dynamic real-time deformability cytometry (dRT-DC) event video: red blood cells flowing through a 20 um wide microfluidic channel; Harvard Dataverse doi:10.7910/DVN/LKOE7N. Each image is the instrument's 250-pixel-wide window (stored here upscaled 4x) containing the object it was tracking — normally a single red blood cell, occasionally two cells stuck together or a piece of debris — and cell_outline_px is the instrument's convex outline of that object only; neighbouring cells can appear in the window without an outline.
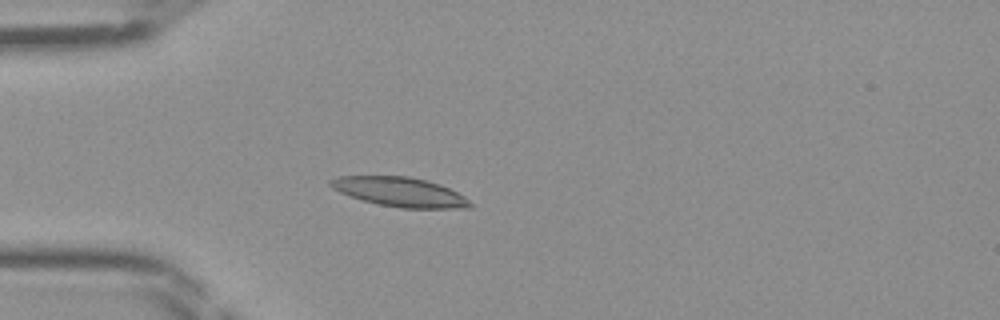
{"species": "Egyptian fruit bat (a non-hibernating species)", "species_latin": "Rousettus aegyptiacus", "temperature_condition": "room temperature", "stored_images_in_passage": 46, "camera_frame_rate_fps": 3000, "um_per_image_px": 0.085, "frame": {"image": 1, "passage_image": 13, "time_ms": 4.0, "image_size_px": [1000, 320], "cell_outline_px": [[472, 208], [400, 208], [380, 204], [364, 200], [340, 192], [332, 188], [328, 184], [328, 180], [340, 176], [408, 176], [440, 184], [464, 196], [472, 204]], "centroid_in_image_um": [33.99, 16.31], "position_along_channel_um": 51.0, "area_um2": 23.64}}
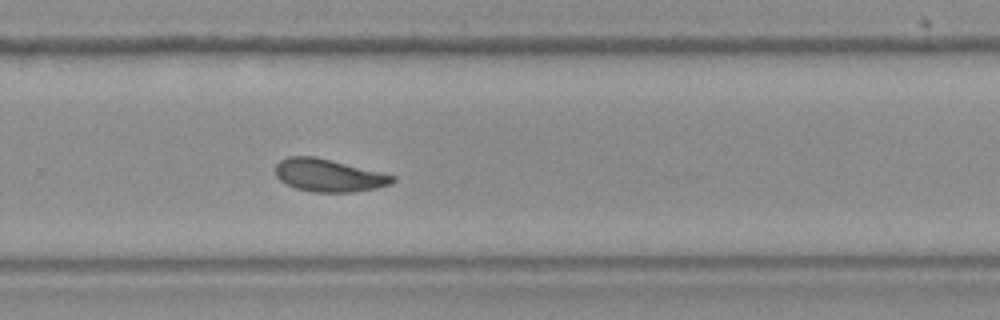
{"frame": {"image": 2, "passage_image": 31, "time_ms": 10.0, "image_size_px": [1000, 320], "cell_outline_px": [[396, 180], [392, 184], [376, 188], [352, 192], [312, 192], [296, 188], [280, 180], [276, 176], [276, 164], [280, 160], [288, 156], [316, 156], [396, 176]], "centroid_in_image_um": [27.94, 14.9], "position_along_channel_um": 301.9, "area_um2": 22.25}}
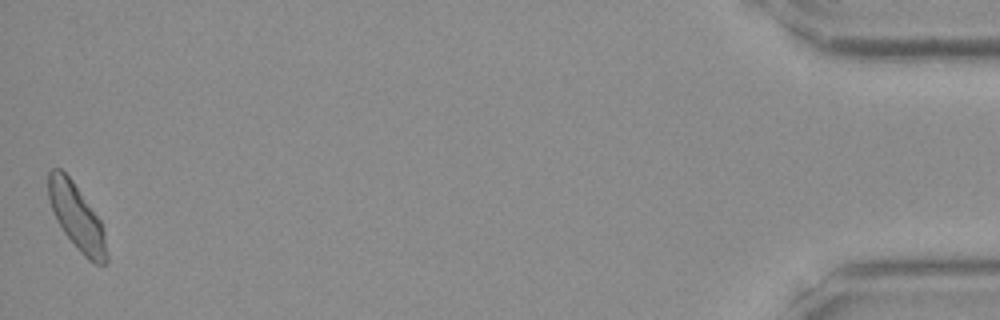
{"frame": {"image": 3, "passage_image": 46, "time_ms": 15.0, "image_size_px": [1000, 320], "cell_outline_px": [[108, 264], [96, 264], [88, 260], [80, 252], [64, 232], [56, 220], [48, 200], [48, 172], [52, 168], [60, 168], [72, 180], [100, 220], [104, 232], [108, 256]], "centroid_in_image_um": [6.52, 18.46], "position_along_channel_um": 428.7, "area_um2": 22.25}}